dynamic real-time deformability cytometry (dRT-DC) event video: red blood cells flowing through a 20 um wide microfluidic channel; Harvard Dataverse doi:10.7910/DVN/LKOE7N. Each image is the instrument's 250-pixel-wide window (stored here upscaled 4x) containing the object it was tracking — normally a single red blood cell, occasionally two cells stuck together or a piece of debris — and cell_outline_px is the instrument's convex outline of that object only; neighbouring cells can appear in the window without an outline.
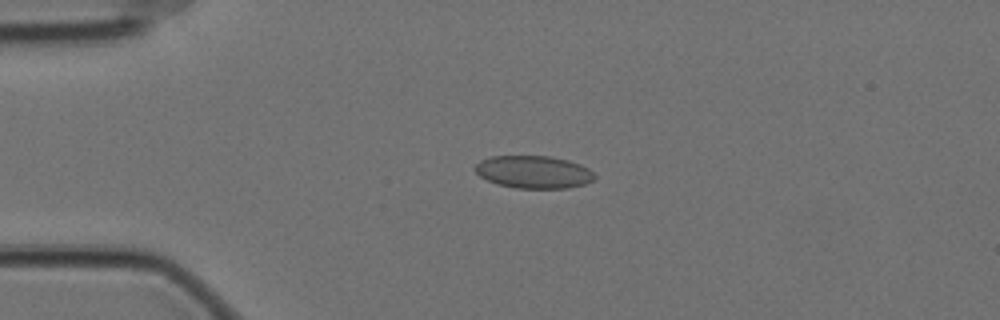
{"species": "Egyptian fruit bat (a non-hibernating species)", "species_latin": "Rousettus aegyptiacus", "temperature_condition": "cold", "stored_images_in_passage": 58, "camera_frame_rate_fps": 3000, "um_per_image_px": 0.085, "animal": {"sex": "female"}, "frame": {"image": 1, "passage_image": 14, "time_ms": 4.333, "image_size_px": [1000, 320], "cell_outline_px": [[596, 176], [592, 180], [584, 184], [568, 188], [516, 188], [500, 184], [488, 180], [480, 176], [472, 168], [480, 160], [492, 156], [548, 156], [568, 160], [580, 164], [588, 168]], "centroid_in_image_um": [45.34, 14.61], "position_along_channel_um": 39.7, "area_um2": 22.6}}
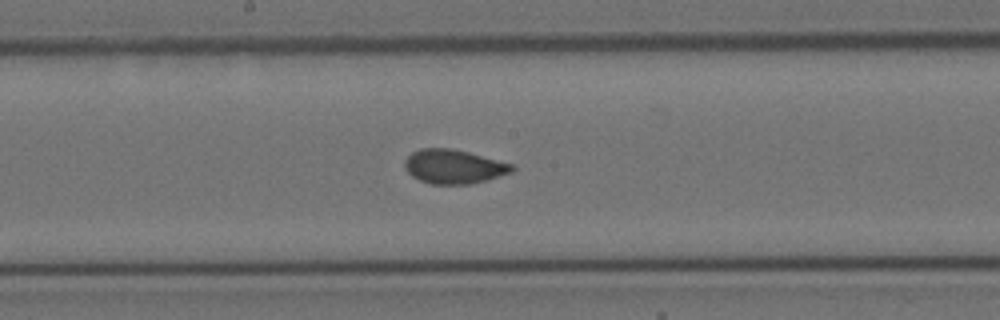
{"frame": {"image": 2, "passage_image": 31, "time_ms": 10.0, "image_size_px": [1000, 320], "cell_outline_px": [[516, 168], [512, 172], [472, 184], [432, 184], [420, 180], [412, 176], [404, 168], [404, 160], [412, 152], [420, 148], [452, 148], [468, 152], [512, 164]], "centroid_in_image_um": [38.54, 14.15], "position_along_channel_um": 209.7, "area_um2": 21.27}}
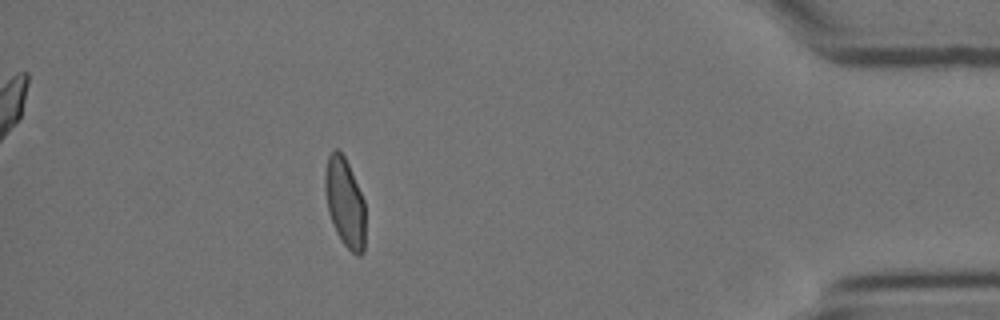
{"frame": {"image": 3, "passage_image": 52, "time_ms": 17.0, "image_size_px": [1000, 320], "cell_outline_px": [[364, 252], [360, 256], [356, 256], [340, 240], [336, 232], [328, 212], [324, 188], [324, 172], [328, 156], [336, 148], [344, 156], [348, 164], [364, 200]], "centroid_in_image_um": [29.3, 17.23], "position_along_channel_um": 405.9, "area_um2": 20.87}}